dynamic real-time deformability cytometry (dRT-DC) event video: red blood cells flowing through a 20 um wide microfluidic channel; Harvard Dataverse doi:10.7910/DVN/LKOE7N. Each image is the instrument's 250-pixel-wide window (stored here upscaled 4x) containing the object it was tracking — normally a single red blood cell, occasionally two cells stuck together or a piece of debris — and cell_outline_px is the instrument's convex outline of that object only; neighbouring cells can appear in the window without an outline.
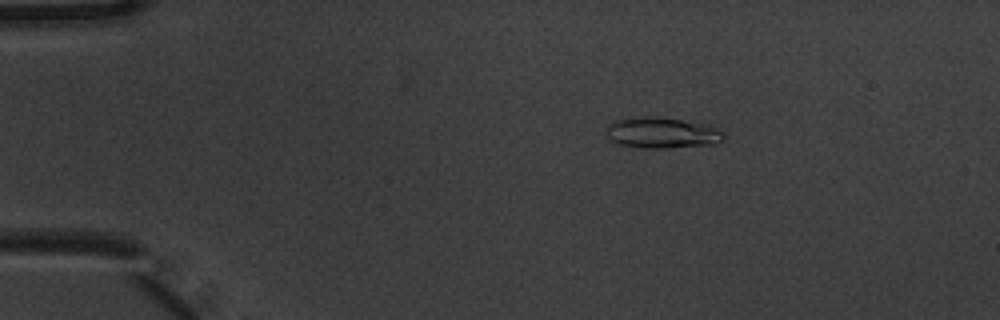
{"species": "common noctule bat (a hibernating species)", "species_latin": "Nyctalus noctula", "temperature_condition": "warm", "stored_images_in_passage": 4, "camera_frame_rate_fps": 3000, "um_per_image_px": 0.085, "animal": {"sex": "male", "body_mass_g": 20.1, "forearm_length_mm": 53.5}, "frame": {"image": 1, "passage_image": 2, "time_ms": 0.333, "image_size_px": [1000, 320], "cell_outline_px": [[724, 140], [716, 144], [664, 148], [640, 148], [620, 144], [608, 140], [604, 128], [612, 120], [644, 116], [656, 116], [704, 124], [716, 128], [724, 132]], "centroid_in_image_um": [56.21, 11.29], "position_along_channel_um": 28.8, "area_um2": 21.44}}